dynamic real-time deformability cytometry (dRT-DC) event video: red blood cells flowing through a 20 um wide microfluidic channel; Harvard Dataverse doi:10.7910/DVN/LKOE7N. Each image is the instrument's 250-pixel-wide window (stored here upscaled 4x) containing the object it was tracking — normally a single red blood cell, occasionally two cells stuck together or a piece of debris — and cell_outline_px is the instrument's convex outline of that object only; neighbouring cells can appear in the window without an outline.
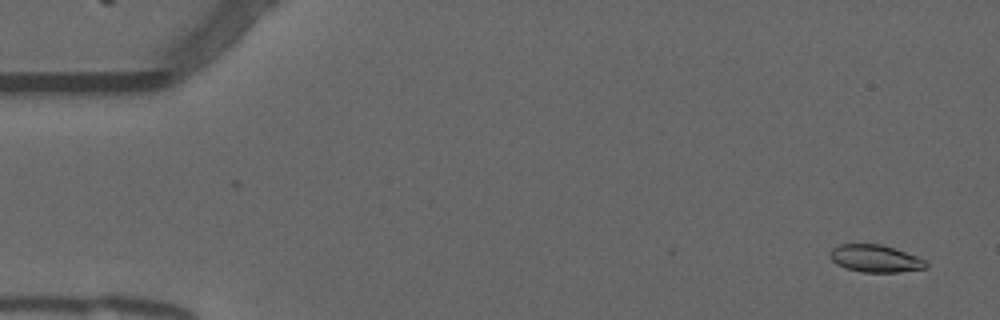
{"species": "common noctule bat (a hibernating species)", "species_latin": "Nyctalus noctula", "temperature_condition": "warm", "stored_images_in_passage": 54, "camera_frame_rate_fps": 3000, "um_per_image_px": 0.085, "animal": {"sex": "male", "forearm_length_mm": 52.5}, "frame": {"image": 1, "passage_image": 2, "time_ms": 0.333, "image_size_px": [1000, 320], "cell_outline_px": [[928, 268], [900, 272], [864, 272], [844, 268], [836, 264], [828, 256], [832, 248], [840, 244], [880, 244], [916, 256], [924, 260], [928, 264]], "centroid_in_image_um": [74.37, 21.98], "position_along_channel_um": 10.6, "area_um2": 15.26}}
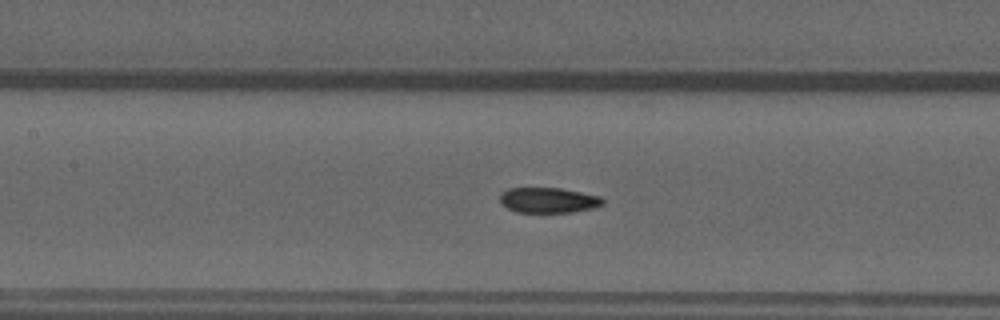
{"frame": {"image": 2, "passage_image": 24, "time_ms": 7.667, "image_size_px": [1000, 320], "cell_outline_px": [[604, 204], [596, 208], [572, 212], [516, 212], [500, 204], [500, 192], [508, 188], [560, 188], [600, 196], [604, 200]], "centroid_in_image_um": [46.61, 17.02], "position_along_channel_um": 160.8, "area_um2": 15.32}}
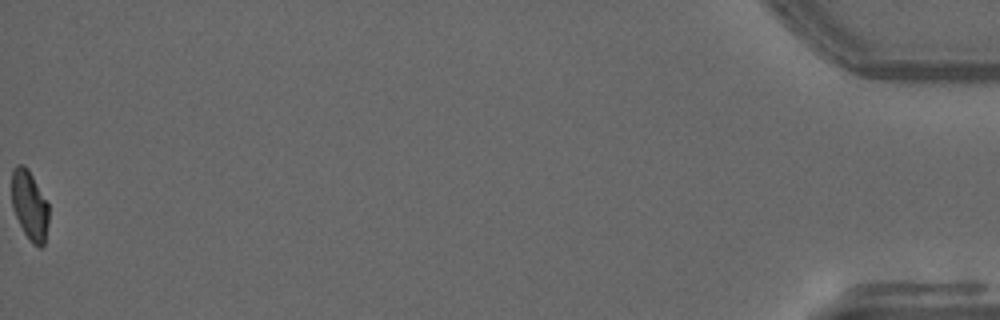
{"frame": {"image": 3, "passage_image": 54, "time_ms": 17.667, "image_size_px": [1000, 320], "cell_outline_px": [[48, 224], [44, 244], [40, 248], [32, 244], [24, 232], [12, 208], [12, 168], [16, 164], [24, 164], [28, 168], [48, 204]], "centroid_in_image_um": [2.5, 17.44], "position_along_channel_um": 432.7, "area_um2": 14.97}, "authors_computed_cell_mechanics": {"area_um2": 15.8372, "velocity_mm_per_s": 3.7884, "shape_relaxation_time_tau1_ms": 8.1057, "shape_relaxation_time_tau2_ms": 2.4156, "deformation_change_tau1": 0.1971, "deformation_change_tau2": 0.0391}}